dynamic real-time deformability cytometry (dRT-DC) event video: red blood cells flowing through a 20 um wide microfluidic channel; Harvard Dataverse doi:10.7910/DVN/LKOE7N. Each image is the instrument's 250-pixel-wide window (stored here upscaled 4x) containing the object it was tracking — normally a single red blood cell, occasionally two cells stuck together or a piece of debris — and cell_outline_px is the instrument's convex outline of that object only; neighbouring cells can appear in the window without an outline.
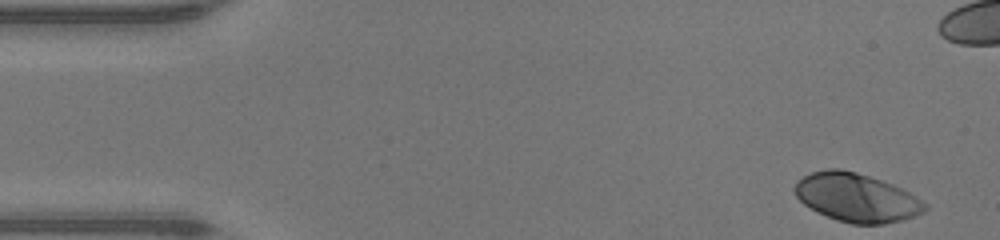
{"species": "human", "species_latin": "Homo sapiens", "temperature_condition": "warm", "stored_images_in_passage": 47, "camera_frame_rate_fps": 3000, "um_per_image_px": 0.085, "donor": {"sex": "male"}, "frame": {"image": 1, "passage_image": 1, "time_ms": 0.0, "image_size_px": [1000, 240], "cell_outline_px": [[928, 208], [924, 212], [904, 220], [884, 224], [852, 224], [836, 220], [804, 204], [796, 196], [792, 188], [796, 180], [812, 172], [828, 168], [840, 168], [856, 172], [892, 184], [908, 192], [928, 204]], "centroid_in_image_um": [72.8, 16.79], "position_along_channel_um": 12.2, "area_um2": 36.76}}
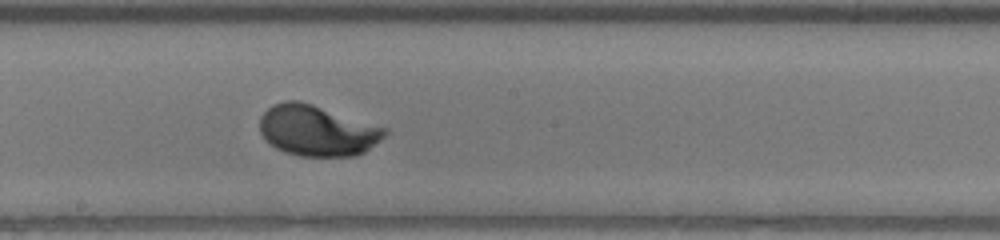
{"frame": {"image": 2, "passage_image": 24, "time_ms": 7.667, "image_size_px": [1000, 240], "cell_outline_px": [[388, 132], [384, 136], [364, 152], [356, 156], [300, 156], [284, 152], [276, 148], [260, 132], [260, 116], [272, 104], [284, 100], [300, 100], [388, 128]], "centroid_in_image_um": [26.96, 11.09], "position_along_channel_um": 221.2, "area_um2": 36.93}}
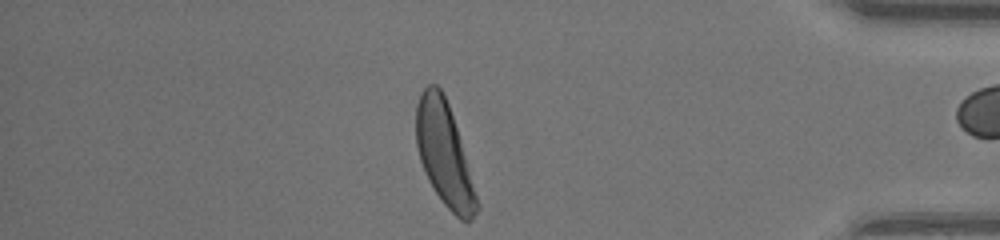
{"frame": {"image": 3, "passage_image": 39, "time_ms": 12.667, "image_size_px": [1000, 240], "cell_outline_px": [[480, 208], [472, 220], [468, 224], [460, 220], [444, 204], [428, 180], [424, 172], [420, 160], [416, 144], [416, 104], [424, 88], [428, 84], [436, 84], [440, 88], [448, 104], [460, 140], [480, 204]], "centroid_in_image_um": [37.77, 13.16], "position_along_channel_um": 397.4, "area_um2": 36.24}, "authors_computed_cell_mechanics": {"area_um2": 36.414, "velocity_mm_per_s": 4.3103, "shape_relaxation_time_tau1_ms": 2.1502, "shape_relaxation_time_tau2_ms": null, "deformation_change_tau1": 0.1719, "deformation_change_tau2": null}}